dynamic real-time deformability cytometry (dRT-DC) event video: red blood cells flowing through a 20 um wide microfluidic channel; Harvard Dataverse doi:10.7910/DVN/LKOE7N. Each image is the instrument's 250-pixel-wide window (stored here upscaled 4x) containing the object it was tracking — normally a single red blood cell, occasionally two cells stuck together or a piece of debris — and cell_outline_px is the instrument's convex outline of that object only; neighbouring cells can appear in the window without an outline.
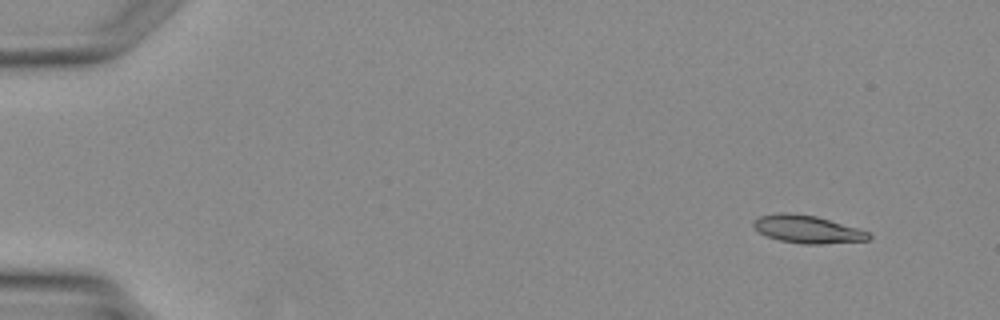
{"species": "Egyptian fruit bat (a non-hibernating species)", "species_latin": "Rousettus aegyptiacus", "temperature_condition": "warm", "stored_images_in_passage": 3, "camera_frame_rate_fps": 3000, "um_per_image_px": 0.085, "animal": {"sex": "female"}, "frame": {"image": 1, "passage_image": 1, "time_ms": 0.0, "image_size_px": [1000, 320], "cell_outline_px": [[872, 236], [868, 240], [820, 244], [804, 244], [780, 240], [768, 236], [752, 228], [752, 220], [760, 216], [780, 212], [784, 212], [816, 216], [856, 228], [868, 232]], "centroid_in_image_um": [68.58, 19.48], "position_along_channel_um": 16.4, "area_um2": 18.44}}
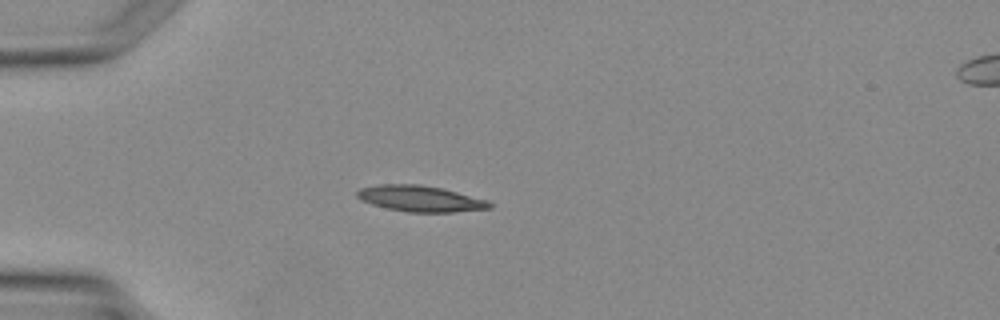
{"frame": {"image": 2, "passage_image": 3, "time_ms": 2.667, "image_size_px": [1000, 320], "cell_outline_px": [[492, 208], [452, 212], [408, 212], [388, 208], [372, 204], [360, 200], [356, 196], [356, 192], [360, 188], [380, 184], [420, 184], [440, 188], [488, 200], [492, 204]], "centroid_in_image_um": [35.7, 16.88], "position_along_channel_um": 49.3, "area_um2": 19.94}}